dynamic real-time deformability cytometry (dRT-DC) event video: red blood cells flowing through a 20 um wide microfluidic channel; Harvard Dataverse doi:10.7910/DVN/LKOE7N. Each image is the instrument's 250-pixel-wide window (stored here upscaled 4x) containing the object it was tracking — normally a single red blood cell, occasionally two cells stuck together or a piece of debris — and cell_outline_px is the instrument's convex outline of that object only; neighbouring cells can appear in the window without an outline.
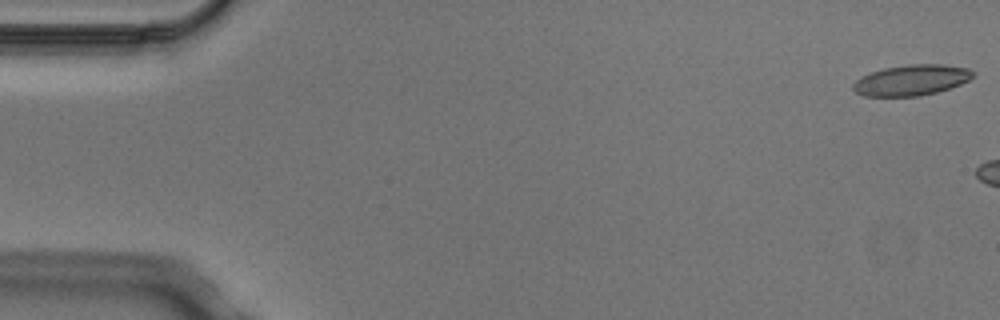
{"species": "Egyptian fruit bat (a non-hibernating species)", "species_latin": "Rousettus aegyptiacus", "temperature_condition": "cold", "stored_images_in_passage": 3, "camera_frame_rate_fps": 3000, "um_per_image_px": 0.085, "animal": {"sex": "male"}, "frame": {"image": 1, "passage_image": 1, "time_ms": 0.0, "image_size_px": [1000, 320], "cell_outline_px": [[976, 76], [960, 84], [936, 92], [920, 96], [864, 96], [856, 92], [852, 88], [852, 84], [856, 80], [872, 72], [884, 68], [908, 64], [944, 64], [968, 68], [976, 72]], "centroid_in_image_um": [77.51, 6.8], "position_along_channel_um": 7.5, "area_um2": 21.44}}